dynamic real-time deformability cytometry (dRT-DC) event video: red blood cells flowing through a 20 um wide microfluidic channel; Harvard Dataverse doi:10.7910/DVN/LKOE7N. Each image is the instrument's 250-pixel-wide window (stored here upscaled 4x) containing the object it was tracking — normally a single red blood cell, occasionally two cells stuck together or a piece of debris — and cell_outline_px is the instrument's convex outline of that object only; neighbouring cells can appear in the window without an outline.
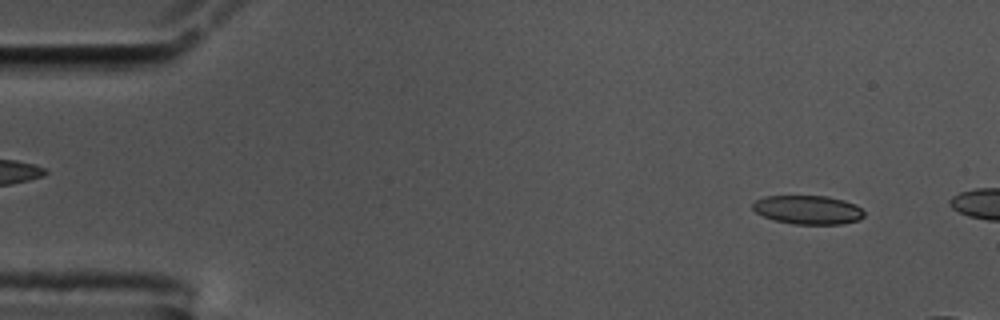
{"species": "common noctule bat (a hibernating species)", "species_latin": "Nyctalus noctula", "temperature_condition": "cold", "stored_images_in_passage": 8, "camera_frame_rate_fps": 3000, "um_per_image_px": 0.085, "animal": {"sex": "male", "body_mass_g": 17.5, "forearm_length_mm": 52.3}, "frame": {"image": 1, "passage_image": 3, "time_ms": 0.667, "image_size_px": [1000, 320], "cell_outline_px": [[864, 216], [860, 220], [840, 224], [792, 224], [776, 220], [764, 216], [756, 212], [752, 208], [752, 204], [756, 200], [764, 196], [828, 196], [844, 200], [856, 204], [864, 212]], "centroid_in_image_um": [68.69, 17.83], "position_along_channel_um": 16.3, "area_um2": 18.73}}